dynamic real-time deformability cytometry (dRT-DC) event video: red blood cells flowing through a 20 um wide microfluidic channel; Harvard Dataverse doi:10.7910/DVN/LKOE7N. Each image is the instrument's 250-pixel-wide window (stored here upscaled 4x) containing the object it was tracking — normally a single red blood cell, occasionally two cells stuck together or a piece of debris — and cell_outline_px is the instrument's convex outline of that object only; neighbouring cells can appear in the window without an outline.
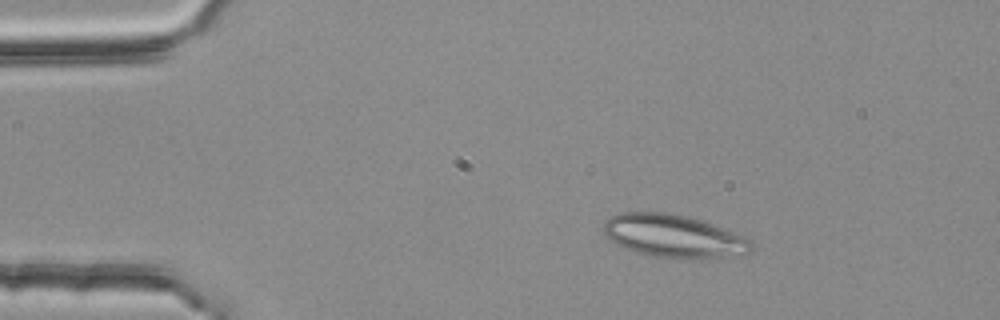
{"species": "common noctule bat (a hibernating species)", "species_latin": "Nyctalus noctula", "temperature_condition": "room temperature", "stored_images_in_passage": 45, "segment_of_instrument_passage": [1, 2], "camera_frame_rate_fps": 3000, "um_per_image_px": 0.085, "animal": {"sex": "female", "body_mass_g": 25.1}, "frame": {"image": 1, "passage_image": 3, "time_ms": 0.667, "image_size_px": [1000, 320], "cell_outline_px": [[752, 248], [748, 252], [720, 256], [680, 260], [672, 260], [648, 256], [624, 248], [616, 244], [604, 232], [604, 224], [612, 216], [624, 212], [664, 212], [684, 216], [700, 220], [748, 236], [752, 240]], "centroid_in_image_um": [57.26, 20.08], "position_along_channel_um": 27.7, "area_um2": 36.88}}